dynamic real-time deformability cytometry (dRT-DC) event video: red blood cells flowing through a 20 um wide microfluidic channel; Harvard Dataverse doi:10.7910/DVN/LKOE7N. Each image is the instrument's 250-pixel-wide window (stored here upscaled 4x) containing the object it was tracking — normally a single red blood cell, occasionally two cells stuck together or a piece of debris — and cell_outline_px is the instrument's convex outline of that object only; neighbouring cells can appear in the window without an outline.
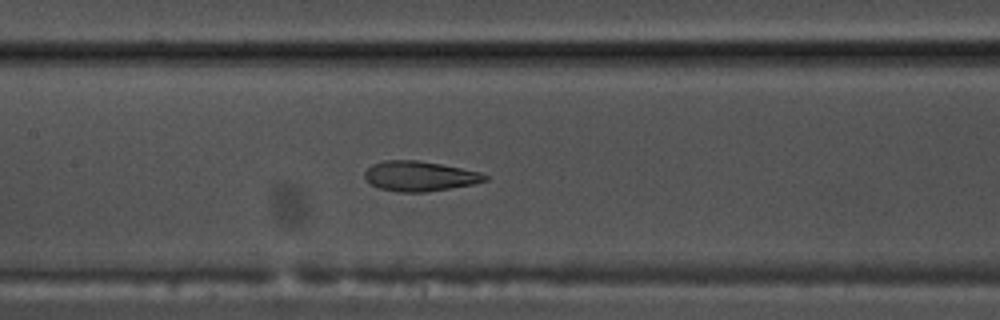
{"species": "common noctule bat (a hibernating species)", "species_latin": "Nyctalus noctula", "temperature_condition": "warm", "stored_images_in_passage": 55, "segment_of_instrument_passage": [1, 2], "camera_frame_rate_fps": 3000, "um_per_image_px": 0.085, "animal": {"sex": "male", "body_mass_g": 17.5, "forearm_length_mm": 52.3}, "frame": {"image": 1, "passage_image": 26, "time_ms": 8.333, "image_size_px": [1000, 320], "cell_outline_px": [[488, 180], [472, 184], [424, 192], [400, 192], [380, 188], [372, 184], [364, 176], [364, 172], [372, 164], [384, 160], [416, 160], [440, 164], [480, 172], [488, 176]], "centroid_in_image_um": [35.66, 14.96], "position_along_channel_um": 171.7, "area_um2": 20.69}}
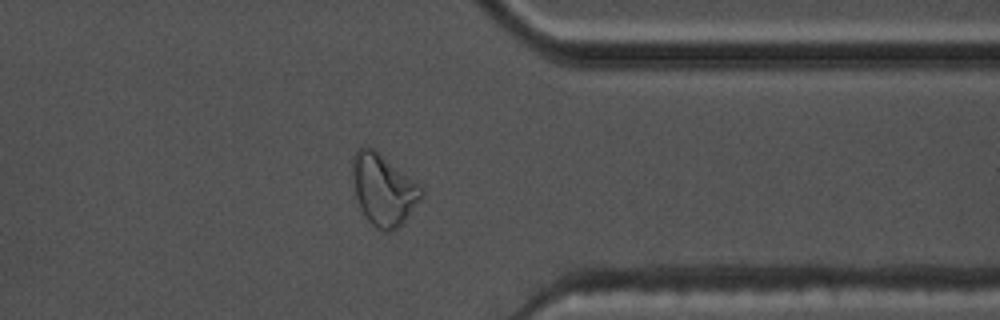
{"frame": {"image": 2, "passage_image": 43, "time_ms": 14.0, "image_size_px": [1000, 320], "cell_outline_px": [[424, 196], [404, 224], [392, 232], [384, 232], [376, 228], [368, 220], [360, 208], [356, 200], [352, 180], [352, 156], [360, 148], [372, 148], [420, 184], [424, 192]], "centroid_in_image_um": [32.61, 16.18], "position_along_channel_um": 378.8, "area_um2": 28.9}}
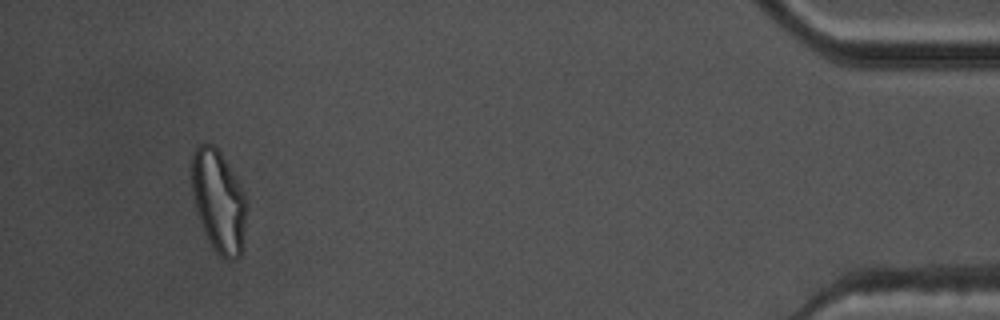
{"frame": {"image": 3, "passage_image": 51, "time_ms": 16.667, "image_size_px": [1000, 320], "cell_outline_px": [[244, 252], [240, 256], [232, 260], [228, 260], [220, 256], [212, 248], [204, 232], [196, 208], [192, 192], [192, 156], [196, 148], [200, 144], [212, 144], [220, 152], [244, 192]], "centroid_in_image_um": [18.57, 17.15], "position_along_channel_um": 416.6, "area_um2": 32.14}}